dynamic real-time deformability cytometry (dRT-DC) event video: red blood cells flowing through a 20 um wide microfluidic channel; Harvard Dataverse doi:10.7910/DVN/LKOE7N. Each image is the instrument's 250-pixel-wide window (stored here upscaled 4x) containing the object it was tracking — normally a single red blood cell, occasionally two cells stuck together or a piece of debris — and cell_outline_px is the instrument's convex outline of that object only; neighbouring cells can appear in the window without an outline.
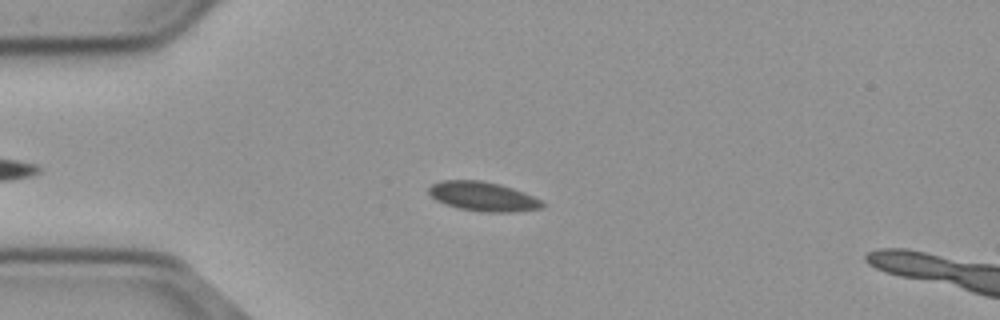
{"species": "common noctule bat (a hibernating species)", "species_latin": "Nyctalus noctula", "temperature_condition": "cold", "stored_images_in_passage": 42, "camera_frame_rate_fps": 3000, "um_per_image_px": 0.085, "animal": {"sex": "male", "body_mass_g": 23.1, "forearm_length_mm": 52.7}, "frame": {"image": 1, "passage_image": 12, "time_ms": 3.667, "image_size_px": [1000, 320], "cell_outline_px": [[544, 208], [512, 212], [484, 212], [460, 208], [444, 204], [436, 200], [428, 192], [428, 188], [432, 184], [440, 180], [480, 180], [500, 184], [524, 192], [540, 200], [544, 204]], "centroid_in_image_um": [41.04, 16.69], "position_along_channel_um": 44.0, "area_um2": 19.36}}
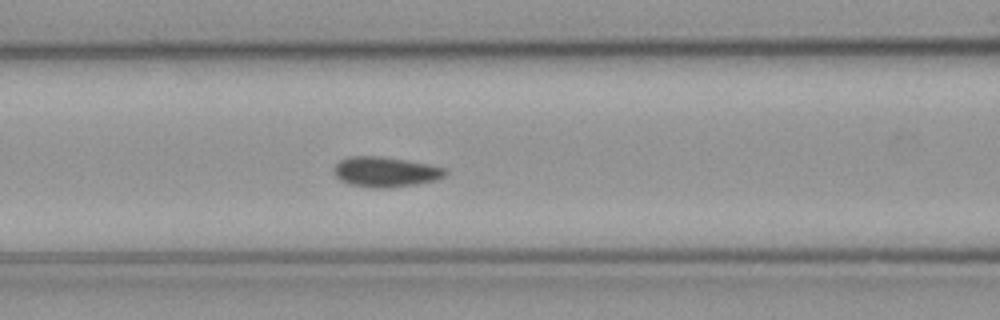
{"frame": {"image": 2, "passage_image": 21, "time_ms": 6.667, "image_size_px": [1000, 320], "cell_outline_px": [[448, 172], [444, 176], [436, 180], [416, 184], [388, 188], [372, 188], [348, 184], [340, 180], [332, 172], [332, 168], [340, 160], [352, 156], [380, 156], [428, 164], [448, 168]], "centroid_in_image_um": [32.75, 14.62], "position_along_channel_um": 133.8, "area_um2": 19.71}}
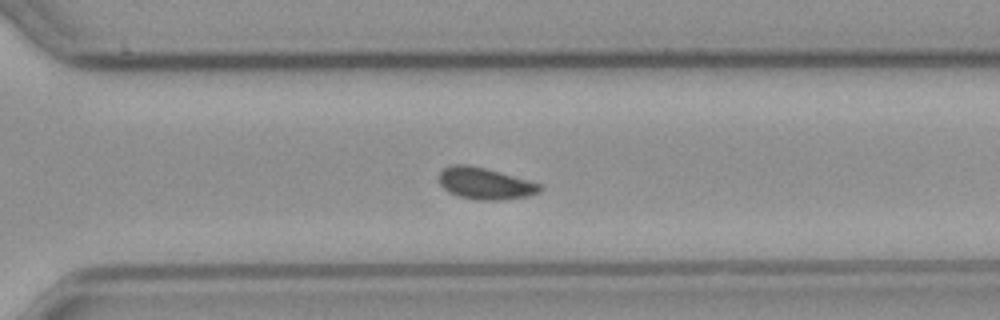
{"frame": {"image": 3, "passage_image": 37, "time_ms": 12.0, "image_size_px": [1000, 320], "cell_outline_px": [[544, 188], [540, 192], [528, 196], [496, 200], [476, 200], [456, 196], [448, 192], [440, 184], [440, 172], [444, 168], [452, 164], [468, 164], [484, 168], [544, 184]], "centroid_in_image_um": [41.26, 15.6], "position_along_channel_um": 329.3, "area_um2": 18.73}, "authors_computed_cell_mechanics": {"area_um2": 19.0162, "velocity_mm_per_s": 3.6736, "shape_relaxation_time_tau1_ms": 8.0625, "shape_relaxation_time_tau2_ms": null, "deformation_change_tau1": 0.0911, "deformation_change_tau2": null}}